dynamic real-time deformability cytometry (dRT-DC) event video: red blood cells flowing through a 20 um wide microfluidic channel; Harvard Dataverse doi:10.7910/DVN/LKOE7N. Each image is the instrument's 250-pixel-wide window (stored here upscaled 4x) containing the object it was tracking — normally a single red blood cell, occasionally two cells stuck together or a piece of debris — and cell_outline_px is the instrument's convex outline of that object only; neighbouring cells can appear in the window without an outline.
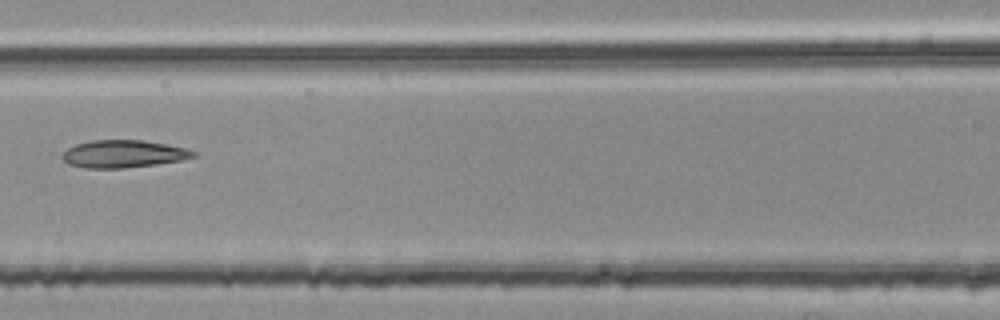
{"species": "common noctule bat (a hibernating species)", "species_latin": "Nyctalus noctula", "temperature_condition": "room temperature", "stored_images_in_passage": 4, "camera_frame_rate_fps": 3000, "um_per_image_px": 0.085, "animal": {"sex": "female", "body_mass_g": 25.1}, "frame": {"image": 1, "passage_image": 4, "time_ms": 1.0, "image_size_px": [1000, 320], "cell_outline_px": [[196, 156], [180, 160], [156, 164], [124, 168], [84, 168], [68, 164], [64, 160], [64, 152], [68, 148], [76, 144], [92, 140], [144, 140], [188, 148], [196, 152]], "centroid_in_image_um": [10.51, 13.08], "position_along_channel_um": 156.1, "area_um2": 20.92}}